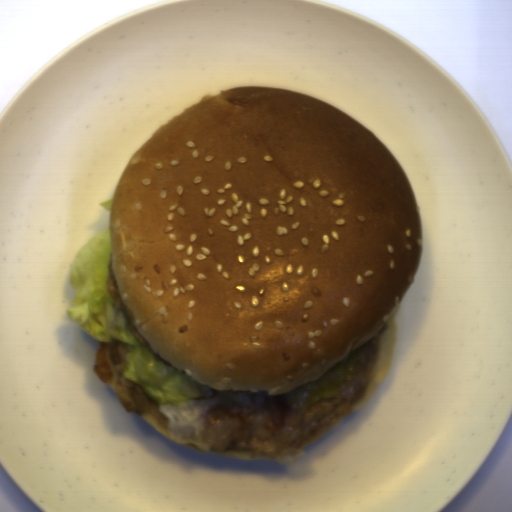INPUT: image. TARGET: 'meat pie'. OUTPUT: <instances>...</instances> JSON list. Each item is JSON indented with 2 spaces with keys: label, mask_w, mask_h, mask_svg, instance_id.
Wrapping results in <instances>:
<instances>
[{
  "label": "meat pie",
  "mask_w": 512,
  "mask_h": 512,
  "mask_svg": "<svg viewBox=\"0 0 512 512\" xmlns=\"http://www.w3.org/2000/svg\"><path fill=\"white\" fill-rule=\"evenodd\" d=\"M383 322L374 336L332 365L319 379L281 395L213 391L227 403L205 412L206 447L247 450L289 464L362 401L376 373Z\"/></svg>",
  "instance_id": "obj_1"
},
{
  "label": "meat pie",
  "mask_w": 512,
  "mask_h": 512,
  "mask_svg": "<svg viewBox=\"0 0 512 512\" xmlns=\"http://www.w3.org/2000/svg\"><path fill=\"white\" fill-rule=\"evenodd\" d=\"M108 268L106 272V290L108 294L110 295L113 305L120 310H123L124 313L127 315L130 323L131 330L135 336V338L159 361L165 363L166 365L173 368V365L168 363L163 357H161L159 354H155L150 343L146 341L143 336L140 334V332L137 330V328L134 326L130 313L120 295L119 286L116 282L115 276L112 271V265H111V258L109 256L108 260Z\"/></svg>",
  "instance_id": "obj_3"
},
{
  "label": "meat pie",
  "mask_w": 512,
  "mask_h": 512,
  "mask_svg": "<svg viewBox=\"0 0 512 512\" xmlns=\"http://www.w3.org/2000/svg\"><path fill=\"white\" fill-rule=\"evenodd\" d=\"M133 346L113 338L111 342L100 341L93 374L118 395L125 413L149 415L164 429L171 431L169 418L159 410L162 403L150 398L143 386L124 376L129 350Z\"/></svg>",
  "instance_id": "obj_2"
}]
</instances>
